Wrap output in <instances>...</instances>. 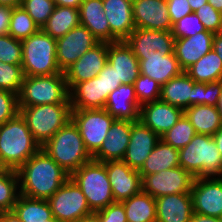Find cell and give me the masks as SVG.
I'll return each instance as SVG.
<instances>
[{"label": "cell", "instance_id": "46", "mask_svg": "<svg viewBox=\"0 0 222 222\" xmlns=\"http://www.w3.org/2000/svg\"><path fill=\"white\" fill-rule=\"evenodd\" d=\"M102 222H127L122 202H114L104 209L97 211Z\"/></svg>", "mask_w": 222, "mask_h": 222}, {"label": "cell", "instance_id": "1", "mask_svg": "<svg viewBox=\"0 0 222 222\" xmlns=\"http://www.w3.org/2000/svg\"><path fill=\"white\" fill-rule=\"evenodd\" d=\"M16 171L20 194L42 200H48L70 178L42 148Z\"/></svg>", "mask_w": 222, "mask_h": 222}, {"label": "cell", "instance_id": "13", "mask_svg": "<svg viewBox=\"0 0 222 222\" xmlns=\"http://www.w3.org/2000/svg\"><path fill=\"white\" fill-rule=\"evenodd\" d=\"M109 42H99L64 71L69 92L78 84L96 77L107 64Z\"/></svg>", "mask_w": 222, "mask_h": 222}, {"label": "cell", "instance_id": "56", "mask_svg": "<svg viewBox=\"0 0 222 222\" xmlns=\"http://www.w3.org/2000/svg\"><path fill=\"white\" fill-rule=\"evenodd\" d=\"M75 222H102L100 215L97 212H92L88 215L81 217Z\"/></svg>", "mask_w": 222, "mask_h": 222}, {"label": "cell", "instance_id": "15", "mask_svg": "<svg viewBox=\"0 0 222 222\" xmlns=\"http://www.w3.org/2000/svg\"><path fill=\"white\" fill-rule=\"evenodd\" d=\"M115 202H122L142 191V177L123 160L104 162Z\"/></svg>", "mask_w": 222, "mask_h": 222}, {"label": "cell", "instance_id": "5", "mask_svg": "<svg viewBox=\"0 0 222 222\" xmlns=\"http://www.w3.org/2000/svg\"><path fill=\"white\" fill-rule=\"evenodd\" d=\"M21 43L25 76L64 74L56 61V39L39 29Z\"/></svg>", "mask_w": 222, "mask_h": 222}, {"label": "cell", "instance_id": "49", "mask_svg": "<svg viewBox=\"0 0 222 222\" xmlns=\"http://www.w3.org/2000/svg\"><path fill=\"white\" fill-rule=\"evenodd\" d=\"M222 93V80L205 83L204 105L216 106Z\"/></svg>", "mask_w": 222, "mask_h": 222}, {"label": "cell", "instance_id": "34", "mask_svg": "<svg viewBox=\"0 0 222 222\" xmlns=\"http://www.w3.org/2000/svg\"><path fill=\"white\" fill-rule=\"evenodd\" d=\"M197 83L222 80V60L213 48L185 71Z\"/></svg>", "mask_w": 222, "mask_h": 222}, {"label": "cell", "instance_id": "44", "mask_svg": "<svg viewBox=\"0 0 222 222\" xmlns=\"http://www.w3.org/2000/svg\"><path fill=\"white\" fill-rule=\"evenodd\" d=\"M206 31L212 33L222 32V12L216 10L212 5L206 3L195 11Z\"/></svg>", "mask_w": 222, "mask_h": 222}, {"label": "cell", "instance_id": "35", "mask_svg": "<svg viewBox=\"0 0 222 222\" xmlns=\"http://www.w3.org/2000/svg\"><path fill=\"white\" fill-rule=\"evenodd\" d=\"M13 211L22 222H45L53 217L47 200L19 195Z\"/></svg>", "mask_w": 222, "mask_h": 222}, {"label": "cell", "instance_id": "59", "mask_svg": "<svg viewBox=\"0 0 222 222\" xmlns=\"http://www.w3.org/2000/svg\"><path fill=\"white\" fill-rule=\"evenodd\" d=\"M22 0H0V5H6L10 7L21 6Z\"/></svg>", "mask_w": 222, "mask_h": 222}, {"label": "cell", "instance_id": "36", "mask_svg": "<svg viewBox=\"0 0 222 222\" xmlns=\"http://www.w3.org/2000/svg\"><path fill=\"white\" fill-rule=\"evenodd\" d=\"M20 195L17 171L7 170L0 177V212L12 211Z\"/></svg>", "mask_w": 222, "mask_h": 222}, {"label": "cell", "instance_id": "20", "mask_svg": "<svg viewBox=\"0 0 222 222\" xmlns=\"http://www.w3.org/2000/svg\"><path fill=\"white\" fill-rule=\"evenodd\" d=\"M103 10L111 31V42L125 41L136 28L133 0H102Z\"/></svg>", "mask_w": 222, "mask_h": 222}, {"label": "cell", "instance_id": "17", "mask_svg": "<svg viewBox=\"0 0 222 222\" xmlns=\"http://www.w3.org/2000/svg\"><path fill=\"white\" fill-rule=\"evenodd\" d=\"M160 140V136L140 120L132 122L130 141L122 160L132 169L139 171Z\"/></svg>", "mask_w": 222, "mask_h": 222}, {"label": "cell", "instance_id": "40", "mask_svg": "<svg viewBox=\"0 0 222 222\" xmlns=\"http://www.w3.org/2000/svg\"><path fill=\"white\" fill-rule=\"evenodd\" d=\"M139 105L157 101L160 98L161 86L149 76L142 75L133 82Z\"/></svg>", "mask_w": 222, "mask_h": 222}, {"label": "cell", "instance_id": "45", "mask_svg": "<svg viewBox=\"0 0 222 222\" xmlns=\"http://www.w3.org/2000/svg\"><path fill=\"white\" fill-rule=\"evenodd\" d=\"M19 113L18 95L0 89V125Z\"/></svg>", "mask_w": 222, "mask_h": 222}, {"label": "cell", "instance_id": "63", "mask_svg": "<svg viewBox=\"0 0 222 222\" xmlns=\"http://www.w3.org/2000/svg\"><path fill=\"white\" fill-rule=\"evenodd\" d=\"M45 222H60L58 221L54 216L48 220H46Z\"/></svg>", "mask_w": 222, "mask_h": 222}, {"label": "cell", "instance_id": "38", "mask_svg": "<svg viewBox=\"0 0 222 222\" xmlns=\"http://www.w3.org/2000/svg\"><path fill=\"white\" fill-rule=\"evenodd\" d=\"M38 30L39 27L22 6L13 7L9 24V35L15 39L23 40L36 33Z\"/></svg>", "mask_w": 222, "mask_h": 222}, {"label": "cell", "instance_id": "41", "mask_svg": "<svg viewBox=\"0 0 222 222\" xmlns=\"http://www.w3.org/2000/svg\"><path fill=\"white\" fill-rule=\"evenodd\" d=\"M21 6L41 29L51 16L55 3L54 0H22Z\"/></svg>", "mask_w": 222, "mask_h": 222}, {"label": "cell", "instance_id": "55", "mask_svg": "<svg viewBox=\"0 0 222 222\" xmlns=\"http://www.w3.org/2000/svg\"><path fill=\"white\" fill-rule=\"evenodd\" d=\"M83 0H54L55 6H68L79 9Z\"/></svg>", "mask_w": 222, "mask_h": 222}, {"label": "cell", "instance_id": "21", "mask_svg": "<svg viewBox=\"0 0 222 222\" xmlns=\"http://www.w3.org/2000/svg\"><path fill=\"white\" fill-rule=\"evenodd\" d=\"M135 56L139 60L140 74L149 76L160 85L183 72L174 53L163 55L158 51H150L147 55Z\"/></svg>", "mask_w": 222, "mask_h": 222}, {"label": "cell", "instance_id": "12", "mask_svg": "<svg viewBox=\"0 0 222 222\" xmlns=\"http://www.w3.org/2000/svg\"><path fill=\"white\" fill-rule=\"evenodd\" d=\"M100 41L83 25L56 39V61L62 72Z\"/></svg>", "mask_w": 222, "mask_h": 222}, {"label": "cell", "instance_id": "37", "mask_svg": "<svg viewBox=\"0 0 222 222\" xmlns=\"http://www.w3.org/2000/svg\"><path fill=\"white\" fill-rule=\"evenodd\" d=\"M195 135L194 127L183 114L176 124L163 134L160 139L173 148L181 149L185 147Z\"/></svg>", "mask_w": 222, "mask_h": 222}, {"label": "cell", "instance_id": "31", "mask_svg": "<svg viewBox=\"0 0 222 222\" xmlns=\"http://www.w3.org/2000/svg\"><path fill=\"white\" fill-rule=\"evenodd\" d=\"M184 115L194 127L196 134L213 135L222 127L216 106L192 105L184 110Z\"/></svg>", "mask_w": 222, "mask_h": 222}, {"label": "cell", "instance_id": "28", "mask_svg": "<svg viewBox=\"0 0 222 222\" xmlns=\"http://www.w3.org/2000/svg\"><path fill=\"white\" fill-rule=\"evenodd\" d=\"M194 83L195 81L183 71L161 86L159 100L184 111L194 105Z\"/></svg>", "mask_w": 222, "mask_h": 222}, {"label": "cell", "instance_id": "48", "mask_svg": "<svg viewBox=\"0 0 222 222\" xmlns=\"http://www.w3.org/2000/svg\"><path fill=\"white\" fill-rule=\"evenodd\" d=\"M167 5L172 24L192 12L188 0H167Z\"/></svg>", "mask_w": 222, "mask_h": 222}, {"label": "cell", "instance_id": "52", "mask_svg": "<svg viewBox=\"0 0 222 222\" xmlns=\"http://www.w3.org/2000/svg\"><path fill=\"white\" fill-rule=\"evenodd\" d=\"M190 222H222V218L193 213Z\"/></svg>", "mask_w": 222, "mask_h": 222}, {"label": "cell", "instance_id": "10", "mask_svg": "<svg viewBox=\"0 0 222 222\" xmlns=\"http://www.w3.org/2000/svg\"><path fill=\"white\" fill-rule=\"evenodd\" d=\"M47 201L60 222H75L92 213L85 195L71 177Z\"/></svg>", "mask_w": 222, "mask_h": 222}, {"label": "cell", "instance_id": "43", "mask_svg": "<svg viewBox=\"0 0 222 222\" xmlns=\"http://www.w3.org/2000/svg\"><path fill=\"white\" fill-rule=\"evenodd\" d=\"M0 61L8 64L22 63V43L11 35H0Z\"/></svg>", "mask_w": 222, "mask_h": 222}, {"label": "cell", "instance_id": "47", "mask_svg": "<svg viewBox=\"0 0 222 222\" xmlns=\"http://www.w3.org/2000/svg\"><path fill=\"white\" fill-rule=\"evenodd\" d=\"M101 77L104 85V101L107 102L109 94L121 85V81H117L114 68L107 63L103 70L97 75Z\"/></svg>", "mask_w": 222, "mask_h": 222}, {"label": "cell", "instance_id": "33", "mask_svg": "<svg viewBox=\"0 0 222 222\" xmlns=\"http://www.w3.org/2000/svg\"><path fill=\"white\" fill-rule=\"evenodd\" d=\"M127 222H156V201L143 191L122 201Z\"/></svg>", "mask_w": 222, "mask_h": 222}, {"label": "cell", "instance_id": "53", "mask_svg": "<svg viewBox=\"0 0 222 222\" xmlns=\"http://www.w3.org/2000/svg\"><path fill=\"white\" fill-rule=\"evenodd\" d=\"M212 48L222 60V32L214 34Z\"/></svg>", "mask_w": 222, "mask_h": 222}, {"label": "cell", "instance_id": "39", "mask_svg": "<svg viewBox=\"0 0 222 222\" xmlns=\"http://www.w3.org/2000/svg\"><path fill=\"white\" fill-rule=\"evenodd\" d=\"M21 64H8L0 61V89L19 95L24 80Z\"/></svg>", "mask_w": 222, "mask_h": 222}, {"label": "cell", "instance_id": "23", "mask_svg": "<svg viewBox=\"0 0 222 222\" xmlns=\"http://www.w3.org/2000/svg\"><path fill=\"white\" fill-rule=\"evenodd\" d=\"M107 63L114 68L121 84L133 83L140 76L139 60L125 41L109 43Z\"/></svg>", "mask_w": 222, "mask_h": 222}, {"label": "cell", "instance_id": "51", "mask_svg": "<svg viewBox=\"0 0 222 222\" xmlns=\"http://www.w3.org/2000/svg\"><path fill=\"white\" fill-rule=\"evenodd\" d=\"M205 83H194V105H204Z\"/></svg>", "mask_w": 222, "mask_h": 222}, {"label": "cell", "instance_id": "14", "mask_svg": "<svg viewBox=\"0 0 222 222\" xmlns=\"http://www.w3.org/2000/svg\"><path fill=\"white\" fill-rule=\"evenodd\" d=\"M191 196L194 213L222 218V177L195 178Z\"/></svg>", "mask_w": 222, "mask_h": 222}, {"label": "cell", "instance_id": "18", "mask_svg": "<svg viewBox=\"0 0 222 222\" xmlns=\"http://www.w3.org/2000/svg\"><path fill=\"white\" fill-rule=\"evenodd\" d=\"M125 42L134 55H147L150 51H158L163 55L174 53L175 38L172 31L135 28Z\"/></svg>", "mask_w": 222, "mask_h": 222}, {"label": "cell", "instance_id": "62", "mask_svg": "<svg viewBox=\"0 0 222 222\" xmlns=\"http://www.w3.org/2000/svg\"><path fill=\"white\" fill-rule=\"evenodd\" d=\"M8 169L0 163V177L7 171Z\"/></svg>", "mask_w": 222, "mask_h": 222}, {"label": "cell", "instance_id": "8", "mask_svg": "<svg viewBox=\"0 0 222 222\" xmlns=\"http://www.w3.org/2000/svg\"><path fill=\"white\" fill-rule=\"evenodd\" d=\"M34 139L44 145L71 119V104H43L19 108Z\"/></svg>", "mask_w": 222, "mask_h": 222}, {"label": "cell", "instance_id": "4", "mask_svg": "<svg viewBox=\"0 0 222 222\" xmlns=\"http://www.w3.org/2000/svg\"><path fill=\"white\" fill-rule=\"evenodd\" d=\"M179 165L193 177H222V156L211 135L196 134L179 149Z\"/></svg>", "mask_w": 222, "mask_h": 222}, {"label": "cell", "instance_id": "2", "mask_svg": "<svg viewBox=\"0 0 222 222\" xmlns=\"http://www.w3.org/2000/svg\"><path fill=\"white\" fill-rule=\"evenodd\" d=\"M40 149L20 113L0 125V163L8 170H18Z\"/></svg>", "mask_w": 222, "mask_h": 222}, {"label": "cell", "instance_id": "29", "mask_svg": "<svg viewBox=\"0 0 222 222\" xmlns=\"http://www.w3.org/2000/svg\"><path fill=\"white\" fill-rule=\"evenodd\" d=\"M71 109H104V85L101 77L96 76L78 83L70 92Z\"/></svg>", "mask_w": 222, "mask_h": 222}, {"label": "cell", "instance_id": "11", "mask_svg": "<svg viewBox=\"0 0 222 222\" xmlns=\"http://www.w3.org/2000/svg\"><path fill=\"white\" fill-rule=\"evenodd\" d=\"M195 177L178 166L142 177V191L153 198L177 193H191Z\"/></svg>", "mask_w": 222, "mask_h": 222}, {"label": "cell", "instance_id": "58", "mask_svg": "<svg viewBox=\"0 0 222 222\" xmlns=\"http://www.w3.org/2000/svg\"><path fill=\"white\" fill-rule=\"evenodd\" d=\"M189 5L192 9V12H195L197 9H199L202 5L208 3L207 0H188Z\"/></svg>", "mask_w": 222, "mask_h": 222}, {"label": "cell", "instance_id": "25", "mask_svg": "<svg viewBox=\"0 0 222 222\" xmlns=\"http://www.w3.org/2000/svg\"><path fill=\"white\" fill-rule=\"evenodd\" d=\"M213 37L214 33L203 31L191 37L175 39L174 54L183 71L212 49Z\"/></svg>", "mask_w": 222, "mask_h": 222}, {"label": "cell", "instance_id": "30", "mask_svg": "<svg viewBox=\"0 0 222 222\" xmlns=\"http://www.w3.org/2000/svg\"><path fill=\"white\" fill-rule=\"evenodd\" d=\"M178 166H180L179 149L173 148L160 140L145 160L139 173L143 177Z\"/></svg>", "mask_w": 222, "mask_h": 222}, {"label": "cell", "instance_id": "50", "mask_svg": "<svg viewBox=\"0 0 222 222\" xmlns=\"http://www.w3.org/2000/svg\"><path fill=\"white\" fill-rule=\"evenodd\" d=\"M13 7L0 5V35H7L9 33V24Z\"/></svg>", "mask_w": 222, "mask_h": 222}, {"label": "cell", "instance_id": "61", "mask_svg": "<svg viewBox=\"0 0 222 222\" xmlns=\"http://www.w3.org/2000/svg\"><path fill=\"white\" fill-rule=\"evenodd\" d=\"M216 108L218 109V112H219L220 118H221V122H222V93L220 94V96L218 98Z\"/></svg>", "mask_w": 222, "mask_h": 222}, {"label": "cell", "instance_id": "60", "mask_svg": "<svg viewBox=\"0 0 222 222\" xmlns=\"http://www.w3.org/2000/svg\"><path fill=\"white\" fill-rule=\"evenodd\" d=\"M216 10L222 12V0H207Z\"/></svg>", "mask_w": 222, "mask_h": 222}, {"label": "cell", "instance_id": "16", "mask_svg": "<svg viewBox=\"0 0 222 222\" xmlns=\"http://www.w3.org/2000/svg\"><path fill=\"white\" fill-rule=\"evenodd\" d=\"M132 8L136 28L172 31L167 0H133Z\"/></svg>", "mask_w": 222, "mask_h": 222}, {"label": "cell", "instance_id": "3", "mask_svg": "<svg viewBox=\"0 0 222 222\" xmlns=\"http://www.w3.org/2000/svg\"><path fill=\"white\" fill-rule=\"evenodd\" d=\"M41 148L70 175L92 159L71 119Z\"/></svg>", "mask_w": 222, "mask_h": 222}, {"label": "cell", "instance_id": "7", "mask_svg": "<svg viewBox=\"0 0 222 222\" xmlns=\"http://www.w3.org/2000/svg\"><path fill=\"white\" fill-rule=\"evenodd\" d=\"M70 177L80 187L92 212H97L115 202L104 162L91 159Z\"/></svg>", "mask_w": 222, "mask_h": 222}, {"label": "cell", "instance_id": "32", "mask_svg": "<svg viewBox=\"0 0 222 222\" xmlns=\"http://www.w3.org/2000/svg\"><path fill=\"white\" fill-rule=\"evenodd\" d=\"M78 25H80L78 9L68 6H55L51 16L41 29L52 38L58 39Z\"/></svg>", "mask_w": 222, "mask_h": 222}, {"label": "cell", "instance_id": "26", "mask_svg": "<svg viewBox=\"0 0 222 222\" xmlns=\"http://www.w3.org/2000/svg\"><path fill=\"white\" fill-rule=\"evenodd\" d=\"M104 109L116 120H139L140 105L133 83L121 84L109 94Z\"/></svg>", "mask_w": 222, "mask_h": 222}, {"label": "cell", "instance_id": "57", "mask_svg": "<svg viewBox=\"0 0 222 222\" xmlns=\"http://www.w3.org/2000/svg\"><path fill=\"white\" fill-rule=\"evenodd\" d=\"M214 141L216 142L217 149L220 152L222 156V127L218 129L213 135H212Z\"/></svg>", "mask_w": 222, "mask_h": 222}, {"label": "cell", "instance_id": "27", "mask_svg": "<svg viewBox=\"0 0 222 222\" xmlns=\"http://www.w3.org/2000/svg\"><path fill=\"white\" fill-rule=\"evenodd\" d=\"M80 24L85 26L100 42L111 43V31L102 0H83L79 6Z\"/></svg>", "mask_w": 222, "mask_h": 222}, {"label": "cell", "instance_id": "54", "mask_svg": "<svg viewBox=\"0 0 222 222\" xmlns=\"http://www.w3.org/2000/svg\"><path fill=\"white\" fill-rule=\"evenodd\" d=\"M0 222H22V221L12 210V211L0 212Z\"/></svg>", "mask_w": 222, "mask_h": 222}, {"label": "cell", "instance_id": "42", "mask_svg": "<svg viewBox=\"0 0 222 222\" xmlns=\"http://www.w3.org/2000/svg\"><path fill=\"white\" fill-rule=\"evenodd\" d=\"M206 31L203 23L195 12L184 16L173 24L172 35L175 39L187 38Z\"/></svg>", "mask_w": 222, "mask_h": 222}, {"label": "cell", "instance_id": "9", "mask_svg": "<svg viewBox=\"0 0 222 222\" xmlns=\"http://www.w3.org/2000/svg\"><path fill=\"white\" fill-rule=\"evenodd\" d=\"M71 120L93 156L102 146L116 119L106 109H71Z\"/></svg>", "mask_w": 222, "mask_h": 222}, {"label": "cell", "instance_id": "22", "mask_svg": "<svg viewBox=\"0 0 222 222\" xmlns=\"http://www.w3.org/2000/svg\"><path fill=\"white\" fill-rule=\"evenodd\" d=\"M132 121L115 120L100 149L92 156L100 162L122 160L130 141Z\"/></svg>", "mask_w": 222, "mask_h": 222}, {"label": "cell", "instance_id": "6", "mask_svg": "<svg viewBox=\"0 0 222 222\" xmlns=\"http://www.w3.org/2000/svg\"><path fill=\"white\" fill-rule=\"evenodd\" d=\"M57 103H70L64 74L24 77L18 95L19 108Z\"/></svg>", "mask_w": 222, "mask_h": 222}, {"label": "cell", "instance_id": "19", "mask_svg": "<svg viewBox=\"0 0 222 222\" xmlns=\"http://www.w3.org/2000/svg\"><path fill=\"white\" fill-rule=\"evenodd\" d=\"M183 114L181 108L157 100L140 106L139 120L161 137Z\"/></svg>", "mask_w": 222, "mask_h": 222}, {"label": "cell", "instance_id": "24", "mask_svg": "<svg viewBox=\"0 0 222 222\" xmlns=\"http://www.w3.org/2000/svg\"><path fill=\"white\" fill-rule=\"evenodd\" d=\"M156 222H190L194 213L191 193H177L155 198Z\"/></svg>", "mask_w": 222, "mask_h": 222}]
</instances>
